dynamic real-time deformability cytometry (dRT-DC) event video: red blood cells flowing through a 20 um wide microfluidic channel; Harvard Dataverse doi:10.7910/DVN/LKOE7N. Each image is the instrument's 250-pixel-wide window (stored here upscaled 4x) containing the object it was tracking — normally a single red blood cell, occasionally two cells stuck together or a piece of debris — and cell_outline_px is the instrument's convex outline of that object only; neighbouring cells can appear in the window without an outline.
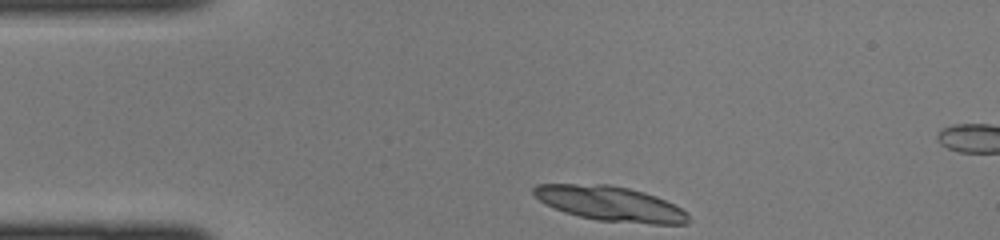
{"species": "common noctule bat (a hibernating species)", "species_latin": "Nyctalus noctula", "temperature_condition": "cold", "stored_images_in_passage": 37, "camera_frame_rate_fps": 3000, "um_per_image_px": 0.085, "animal": {"sex": "female", "body_mass_g": 22.0, "forearm_length_mm": 56.7}, "frame": {"image": 1, "passage_image": 1, "time_ms": 0.0, "image_size_px": [1000, 240], "cell_outline_px": [[692, 220], [688, 224], [652, 224], [596, 220], [564, 212], [544, 204], [532, 192], [532, 188], [536, 184], [608, 184], [628, 188], [644, 192], [656, 196], [688, 212]], "centroid_in_image_um": [51.89, 17.32], "position_along_channel_um": 33.1, "area_um2": 31.5}}